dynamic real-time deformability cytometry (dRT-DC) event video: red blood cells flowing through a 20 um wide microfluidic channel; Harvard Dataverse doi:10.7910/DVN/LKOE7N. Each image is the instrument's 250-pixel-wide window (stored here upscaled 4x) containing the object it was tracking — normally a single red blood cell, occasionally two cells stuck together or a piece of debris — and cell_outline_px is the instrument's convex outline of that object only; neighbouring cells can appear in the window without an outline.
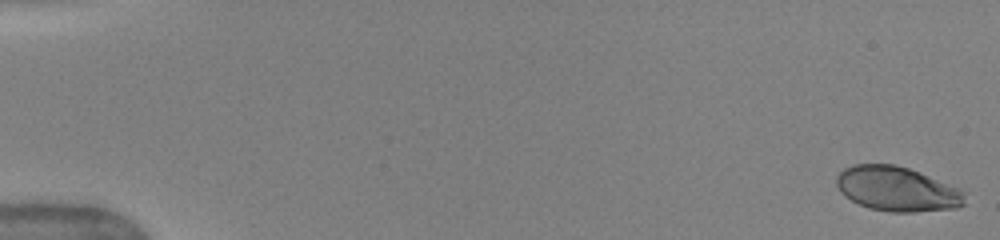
{"species": "human", "species_latin": "Homo sapiens", "temperature_condition": "warm", "stored_images_in_passage": 50, "camera_frame_rate_fps": 3000, "um_per_image_px": 0.085, "donor": {"sex": "female"}, "frame": {"image": 1, "passage_image": 1, "time_ms": 0.0, "image_size_px": [1000, 240], "cell_outline_px": [[968, 192], [964, 204], [956, 208], [916, 212], [888, 212], [868, 208], [844, 196], [840, 192], [836, 184], [836, 176], [844, 168], [852, 164], [896, 164], [920, 172], [960, 188]], "centroid_in_image_um": [76.27, 16.06], "position_along_channel_um": 8.7, "area_um2": 33.81}}
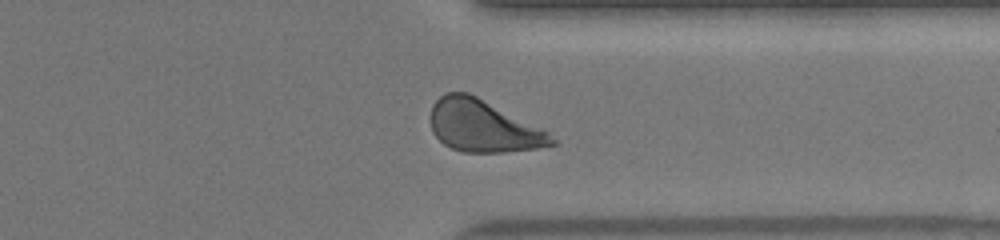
{"frame": {"image": 2, "passage_image": 40, "time_ms": 13.0, "image_size_px": [1000, 240], "cell_outline_px": [[556, 144], [536, 148], [504, 152], [464, 152], [452, 148], [444, 144], [432, 132], [432, 104], [444, 92], [468, 92], [476, 96], [544, 132], [556, 140]], "centroid_in_image_um": [40.97, 10.72], "position_along_channel_um": 370.4, "area_um2": 35.43}}
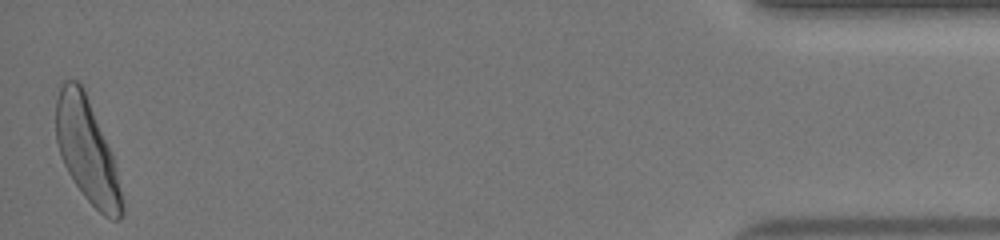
{"frame": {"image": 3, "passage_image": 50, "time_ms": 16.333, "image_size_px": [1000, 240], "cell_outline_px": [[124, 212], [120, 220], [112, 220], [104, 216], [84, 196], [68, 172], [60, 156], [56, 140], [56, 100], [60, 88], [64, 80], [76, 80], [84, 88], [112, 152], [124, 204]], "centroid_in_image_um": [7.4, 12.81], "position_along_channel_um": 427.8, "area_um2": 39.71}, "authors_computed_cell_mechanics": {"area_um2": 36.414, "velocity_mm_per_s": 4.0655, "shape_relaxation_time_tau1_ms": 2.6145, "shape_relaxation_time_tau2_ms": null, "deformation_change_tau1": 0.1479, "deformation_change_tau2": null}}